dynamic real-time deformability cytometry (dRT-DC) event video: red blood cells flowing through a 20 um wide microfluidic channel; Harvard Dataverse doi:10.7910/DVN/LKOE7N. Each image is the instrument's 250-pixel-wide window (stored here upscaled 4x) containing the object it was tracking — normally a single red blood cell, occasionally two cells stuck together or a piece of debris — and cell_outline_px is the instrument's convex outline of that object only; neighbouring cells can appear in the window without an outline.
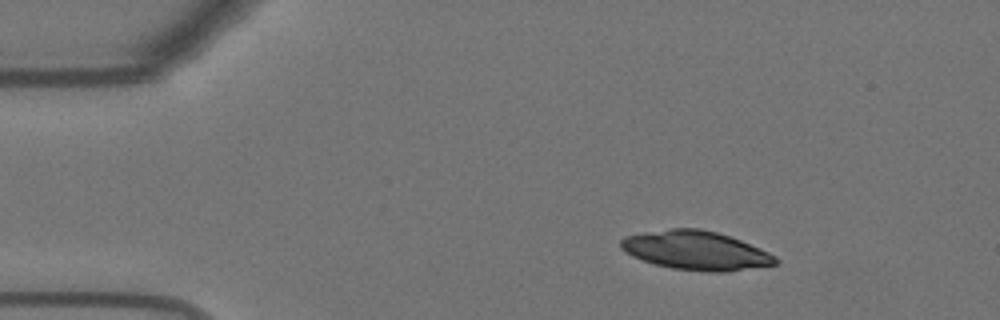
{"species": "Egyptian fruit bat (a non-hibernating species)", "species_latin": "Rousettus aegyptiacus", "temperature_condition": "warm", "stored_images_in_passage": 55, "camera_frame_rate_fps": 3000, "um_per_image_px": 0.085, "animal": {"sex": "female"}, "frame": {"image": 1, "passage_image": 8, "time_ms": 2.333, "image_size_px": [1000, 320], "cell_outline_px": [[780, 260], [776, 264], [724, 272], [708, 272], [672, 268], [656, 264], [632, 256], [624, 252], [620, 248], [620, 240], [624, 236], [644, 232], [672, 228], [700, 228], [716, 232], [740, 240], [760, 248], [776, 256]], "centroid_in_image_um": [59.13, 21.28], "position_along_channel_um": 25.9, "area_um2": 34.97}}